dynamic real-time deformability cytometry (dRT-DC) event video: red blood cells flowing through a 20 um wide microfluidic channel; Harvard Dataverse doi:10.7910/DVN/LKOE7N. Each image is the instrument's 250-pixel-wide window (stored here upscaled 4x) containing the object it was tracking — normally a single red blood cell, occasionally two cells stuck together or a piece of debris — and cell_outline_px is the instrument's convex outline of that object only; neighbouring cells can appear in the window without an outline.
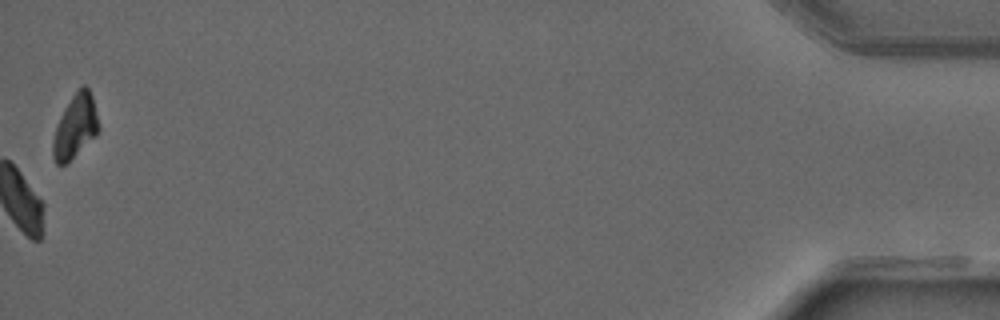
{"species": "common noctule bat (a hibernating species)", "species_latin": "Nyctalus noctula", "temperature_condition": "warm", "stored_images_in_passage": 38, "camera_frame_rate_fps": 3000, "um_per_image_px": 0.085, "animal": {"sex": "male", "forearm_length_mm": 52.5}, "frame": {"image": 1, "passage_image": 38, "time_ms": 12.333, "image_size_px": [1000, 320], "cell_outline_px": [[100, 128], [96, 136], [64, 164], [56, 164], [52, 156], [52, 140], [60, 116], [64, 108], [80, 84], [84, 84], [88, 88], [92, 96]], "centroid_in_image_um": [6.39, 10.71], "position_along_channel_um": 428.8, "area_um2": 16.82}, "authors_computed_cell_mechanics": {"area_um2": 19.3052, "velocity_mm_per_s": 4.0574, "shape_relaxation_time_tau1_ms": 4.1101, "shape_relaxation_time_tau2_ms": null, "deformation_change_tau1": 0.1288, "deformation_change_tau2": null}}